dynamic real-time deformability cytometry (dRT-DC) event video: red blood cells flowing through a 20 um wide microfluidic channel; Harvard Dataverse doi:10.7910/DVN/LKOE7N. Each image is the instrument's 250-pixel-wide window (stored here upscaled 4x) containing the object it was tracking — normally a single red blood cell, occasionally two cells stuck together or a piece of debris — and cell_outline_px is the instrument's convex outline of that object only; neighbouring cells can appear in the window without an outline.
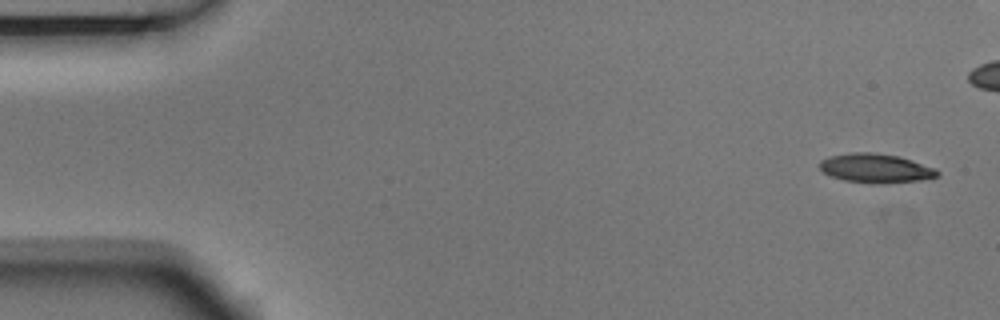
{"species": "Egyptian fruit bat (a non-hibernating species)", "species_latin": "Rousettus aegyptiacus", "temperature_condition": "room temperature", "stored_images_in_passage": 7, "camera_frame_rate_fps": 3000, "um_per_image_px": 0.085, "animal": {"sex": "male"}, "frame": {"image": 1, "passage_image": 1, "time_ms": 0.0, "image_size_px": [1000, 320], "cell_outline_px": [[940, 176], [920, 180], [888, 184], [872, 184], [844, 180], [832, 176], [824, 172], [820, 168], [820, 160], [828, 156], [852, 152], [872, 152], [900, 156], [936, 168], [940, 172]], "centroid_in_image_um": [74.47, 14.3], "position_along_channel_um": 10.5, "area_um2": 20.29}}
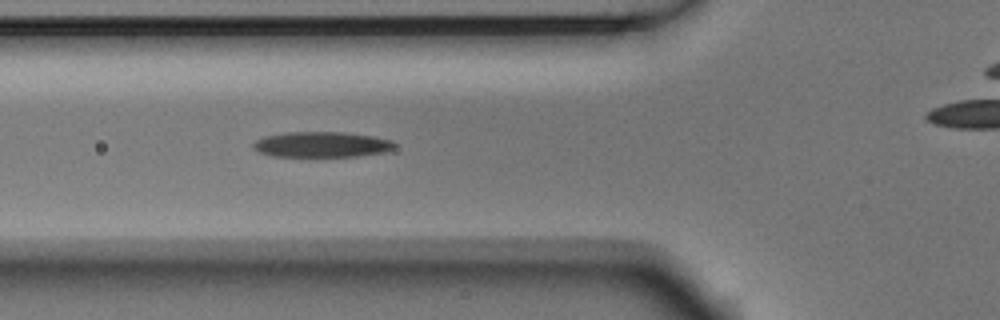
{"frame": {"image": 2, "passage_image": 6, "time_ms": 1.667, "image_size_px": [1000, 320], "cell_outline_px": [[396, 144], [388, 152], [356, 156], [272, 156], [256, 152], [252, 148], [252, 144], [256, 140], [264, 136], [284, 132], [340, 132], [372, 136], [392, 140]], "centroid_in_image_um": [27.3, 12.28], "position_along_channel_um": 98.5, "area_um2": 21.1}}